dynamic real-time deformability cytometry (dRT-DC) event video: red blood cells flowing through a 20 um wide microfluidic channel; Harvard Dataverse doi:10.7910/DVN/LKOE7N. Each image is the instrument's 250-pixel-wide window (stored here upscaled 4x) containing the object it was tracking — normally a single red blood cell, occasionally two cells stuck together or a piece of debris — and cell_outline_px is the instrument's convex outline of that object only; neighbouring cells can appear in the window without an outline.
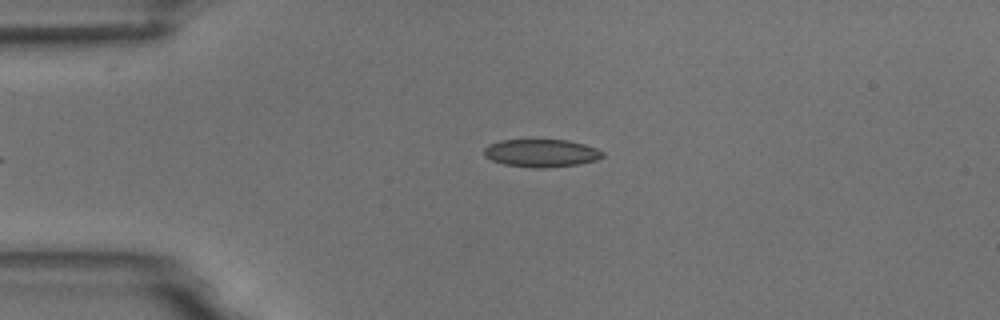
{"species": "common noctule bat (a hibernating species)", "species_latin": "Nyctalus noctula", "temperature_condition": "room temperature", "stored_images_in_passage": 6, "camera_frame_rate_fps": 3000, "um_per_image_px": 0.085, "animal": {"sex": "male", "body_mass_g": 18.8}, "frame": {"image": 1, "passage_image": 6, "time_ms": 5.667, "image_size_px": [1000, 320], "cell_outline_px": [[604, 156], [596, 160], [576, 164], [544, 168], [532, 168], [504, 164], [492, 160], [484, 156], [484, 148], [488, 144], [500, 140], [568, 140], [584, 144], [596, 148], [604, 152]], "centroid_in_image_um": [45.99, 13.01], "position_along_channel_um": 39.0, "area_um2": 19.19}}